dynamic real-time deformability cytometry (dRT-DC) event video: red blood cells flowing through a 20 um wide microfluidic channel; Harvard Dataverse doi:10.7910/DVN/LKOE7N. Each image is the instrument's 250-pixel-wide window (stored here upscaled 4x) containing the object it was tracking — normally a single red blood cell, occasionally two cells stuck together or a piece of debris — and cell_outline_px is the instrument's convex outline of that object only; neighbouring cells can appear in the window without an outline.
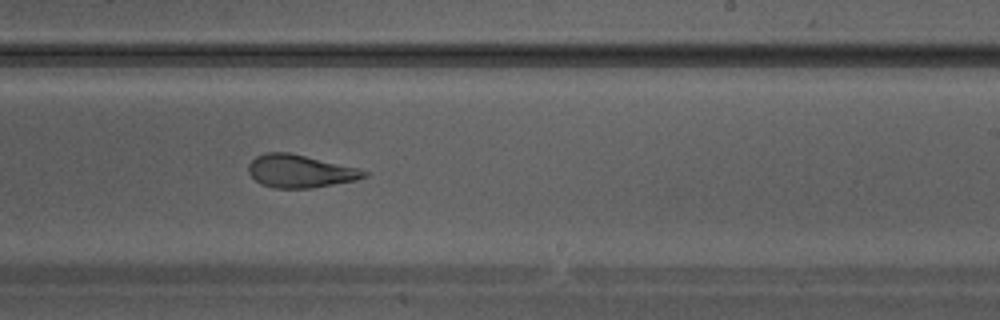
{"species": "Egyptian fruit bat (a non-hibernating species)", "species_latin": "Rousettus aegyptiacus", "temperature_condition": "warm", "stored_images_in_passage": 31, "camera_frame_rate_fps": 3000, "um_per_image_px": 0.085, "animal": {"sex": "male"}, "frame": {"image": 1, "passage_image": 18, "time_ms": 5.667, "image_size_px": [1000, 320], "cell_outline_px": [[372, 172], [368, 176], [356, 180], [312, 188], [272, 188], [260, 184], [248, 172], [248, 164], [256, 156], [268, 152], [288, 152], [356, 168]], "centroid_in_image_um": [25.5, 14.56], "position_along_channel_um": 263.5, "area_um2": 22.02}}